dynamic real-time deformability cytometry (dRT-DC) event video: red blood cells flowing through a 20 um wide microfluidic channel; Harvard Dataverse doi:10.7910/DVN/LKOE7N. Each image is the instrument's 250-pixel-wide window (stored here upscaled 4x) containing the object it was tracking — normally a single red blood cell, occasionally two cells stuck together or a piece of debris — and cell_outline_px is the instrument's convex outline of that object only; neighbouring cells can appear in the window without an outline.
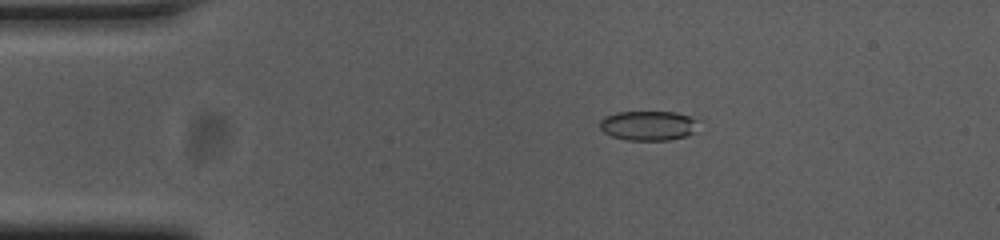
{"species": "common noctule bat (a hibernating species)", "species_latin": "Nyctalus noctula", "temperature_condition": "cold", "stored_images_in_passage": 54, "camera_frame_rate_fps": 3000, "um_per_image_px": 0.085, "animal": {"sex": "female", "body_mass_g": 23.0, "forearm_length_mm": 53.4}, "frame": {"image": 1, "passage_image": 10, "time_ms": 3.0, "image_size_px": [1000, 240], "cell_outline_px": [[704, 132], [668, 140], [624, 140], [612, 136], [604, 132], [600, 128], [600, 120], [604, 116], [616, 112], [676, 112], [704, 120]], "centroid_in_image_um": [55.31, 10.68], "position_along_channel_um": 29.7, "area_um2": 18.03}}
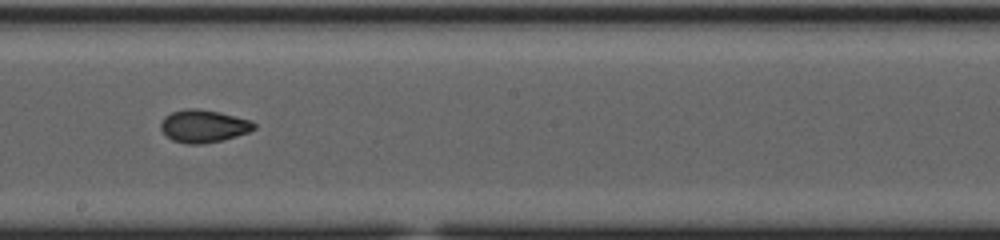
{"frame": {"image": 2, "passage_image": 30, "time_ms": 9.667, "image_size_px": [1000, 240], "cell_outline_px": [[256, 128], [248, 132], [236, 136], [220, 140], [200, 144], [188, 144], [172, 140], [160, 128], [160, 124], [164, 116], [172, 112], [184, 108], [196, 108], [220, 112], [252, 120], [256, 124]], "centroid_in_image_um": [17.31, 10.7], "position_along_channel_um": 230.9, "area_um2": 17.74}}
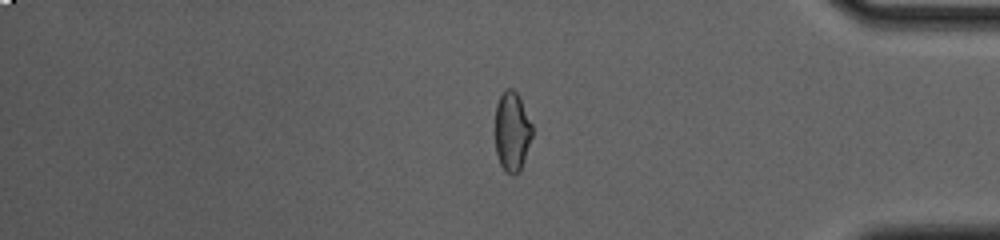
{"frame": {"image": 3, "passage_image": 45, "time_ms": 14.667, "image_size_px": [1000, 240], "cell_outline_px": [[532, 136], [520, 172], [512, 176], [500, 164], [496, 152], [496, 104], [500, 96], [508, 88], [512, 88], [516, 92], [532, 124]], "centroid_in_image_um": [43.53, 11.2], "position_along_channel_um": 391.7, "area_um2": 16.88}, "authors_computed_cell_mechanics": {"area_um2": 17.629, "velocity_mm_per_s": 3.7577, "shape_relaxation_time_tau1_ms": null, "shape_relaxation_time_tau2_ms": 1.0758, "deformation_change_tau1": null, "deformation_change_tau2": 0.0473}}